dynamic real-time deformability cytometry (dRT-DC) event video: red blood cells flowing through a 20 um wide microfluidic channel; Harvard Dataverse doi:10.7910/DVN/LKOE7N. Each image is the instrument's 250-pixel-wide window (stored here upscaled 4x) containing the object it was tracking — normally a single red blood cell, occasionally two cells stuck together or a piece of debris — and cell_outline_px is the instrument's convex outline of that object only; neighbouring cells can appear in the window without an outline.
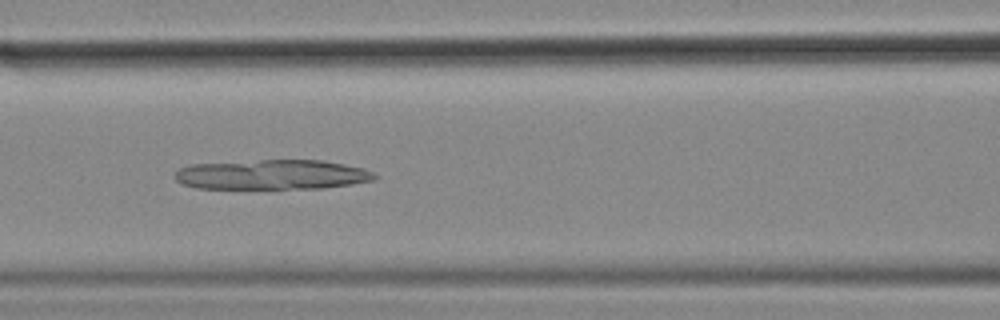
{"species": "common noctule bat (a hibernating species)", "species_latin": "Nyctalus noctula", "temperature_condition": "cold", "stored_images_in_passage": 50, "camera_frame_rate_fps": 3000, "um_per_image_px": 0.085, "animal": {"sex": "female", "body_mass_g": 18.4}, "frame": {"image": 1, "passage_image": 17, "time_ms": 5.333, "image_size_px": [1000, 320], "cell_outline_px": [[380, 176], [372, 180], [352, 184], [320, 188], [196, 188], [184, 184], [176, 180], [176, 172], [180, 168], [192, 164], [260, 160], [320, 160], [344, 164], [364, 168]], "centroid_in_image_um": [23.16, 14.84], "position_along_channel_um": 143.4, "area_um2": 34.45}}
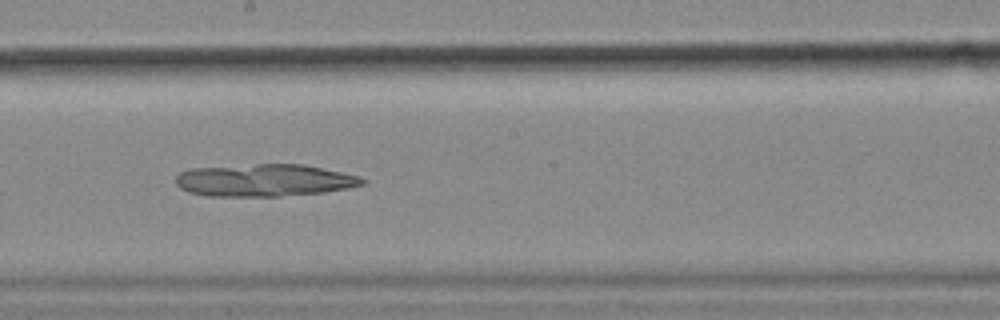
{"frame": {"image": 2, "passage_image": 24, "time_ms": 7.667, "image_size_px": [1000, 320], "cell_outline_px": [[368, 180], [364, 184], [348, 188], [324, 192], [280, 196], [208, 196], [188, 192], [180, 188], [176, 184], [176, 176], [180, 172], [192, 168], [260, 164], [300, 164], [360, 176]], "centroid_in_image_um": [22.46, 15.33], "position_along_channel_um": 225.7, "area_um2": 35.03}}
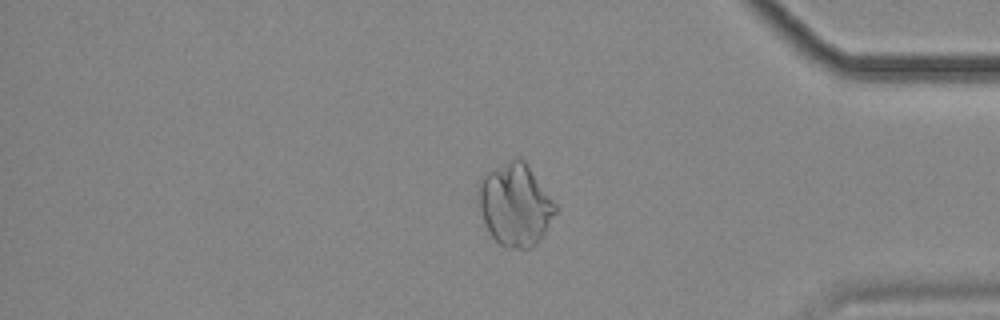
{"frame": {"image": 3, "passage_image": 40, "time_ms": 13.0, "image_size_px": [1000, 320], "cell_outline_px": [[556, 212], [544, 232], [536, 244], [532, 248], [508, 248], [500, 244], [492, 236], [484, 220], [476, 200], [476, 184], [488, 172], [520, 156], [524, 160], [556, 204]], "centroid_in_image_um": [43.76, 17.41], "position_along_channel_um": 391.4, "area_um2": 36.53}}